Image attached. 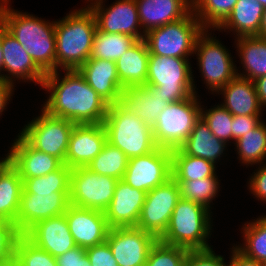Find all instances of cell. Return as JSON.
<instances>
[{"label": "cell", "instance_id": "obj_1", "mask_svg": "<svg viewBox=\"0 0 266 266\" xmlns=\"http://www.w3.org/2000/svg\"><path fill=\"white\" fill-rule=\"evenodd\" d=\"M41 89L47 98L41 108L49 115L74 124L103 123L109 104L85 81L78 70L47 73Z\"/></svg>", "mask_w": 266, "mask_h": 266}, {"label": "cell", "instance_id": "obj_2", "mask_svg": "<svg viewBox=\"0 0 266 266\" xmlns=\"http://www.w3.org/2000/svg\"><path fill=\"white\" fill-rule=\"evenodd\" d=\"M0 16L7 31L26 49L45 74L56 71V20L15 10L11 0L0 3Z\"/></svg>", "mask_w": 266, "mask_h": 266}, {"label": "cell", "instance_id": "obj_3", "mask_svg": "<svg viewBox=\"0 0 266 266\" xmlns=\"http://www.w3.org/2000/svg\"><path fill=\"white\" fill-rule=\"evenodd\" d=\"M96 19L86 5L70 10L55 23L56 71L77 70L90 57Z\"/></svg>", "mask_w": 266, "mask_h": 266}, {"label": "cell", "instance_id": "obj_4", "mask_svg": "<svg viewBox=\"0 0 266 266\" xmlns=\"http://www.w3.org/2000/svg\"><path fill=\"white\" fill-rule=\"evenodd\" d=\"M213 213L205 206L180 198L170 217L161 242L188 250L212 248ZM212 232V233H211Z\"/></svg>", "mask_w": 266, "mask_h": 266}, {"label": "cell", "instance_id": "obj_5", "mask_svg": "<svg viewBox=\"0 0 266 266\" xmlns=\"http://www.w3.org/2000/svg\"><path fill=\"white\" fill-rule=\"evenodd\" d=\"M103 125L107 142L123 151L128 158L148 154L158 147L152 127L120 103L108 106Z\"/></svg>", "mask_w": 266, "mask_h": 266}, {"label": "cell", "instance_id": "obj_6", "mask_svg": "<svg viewBox=\"0 0 266 266\" xmlns=\"http://www.w3.org/2000/svg\"><path fill=\"white\" fill-rule=\"evenodd\" d=\"M190 58H176L149 54L145 86H153L165 102L184 100L198 95L194 69Z\"/></svg>", "mask_w": 266, "mask_h": 266}, {"label": "cell", "instance_id": "obj_7", "mask_svg": "<svg viewBox=\"0 0 266 266\" xmlns=\"http://www.w3.org/2000/svg\"><path fill=\"white\" fill-rule=\"evenodd\" d=\"M214 31L204 29L196 40L193 55L197 56V69L205 88L207 87L209 94L216 96L215 93L237 75L238 62L233 59L230 50L217 39Z\"/></svg>", "mask_w": 266, "mask_h": 266}, {"label": "cell", "instance_id": "obj_8", "mask_svg": "<svg viewBox=\"0 0 266 266\" xmlns=\"http://www.w3.org/2000/svg\"><path fill=\"white\" fill-rule=\"evenodd\" d=\"M201 104L200 95L192 94L166 106L152 127L156 145L168 150L179 148L200 119Z\"/></svg>", "mask_w": 266, "mask_h": 266}, {"label": "cell", "instance_id": "obj_9", "mask_svg": "<svg viewBox=\"0 0 266 266\" xmlns=\"http://www.w3.org/2000/svg\"><path fill=\"white\" fill-rule=\"evenodd\" d=\"M203 26L191 11L185 18L152 29L145 34L149 54L176 58H192Z\"/></svg>", "mask_w": 266, "mask_h": 266}, {"label": "cell", "instance_id": "obj_10", "mask_svg": "<svg viewBox=\"0 0 266 266\" xmlns=\"http://www.w3.org/2000/svg\"><path fill=\"white\" fill-rule=\"evenodd\" d=\"M40 109L41 113L27 122L19 134L36 150L55 156L65 163L70 134L75 124Z\"/></svg>", "mask_w": 266, "mask_h": 266}, {"label": "cell", "instance_id": "obj_11", "mask_svg": "<svg viewBox=\"0 0 266 266\" xmlns=\"http://www.w3.org/2000/svg\"><path fill=\"white\" fill-rule=\"evenodd\" d=\"M117 182V179L97 174L86 166L75 167L70 173V204L104 212L114 196Z\"/></svg>", "mask_w": 266, "mask_h": 266}, {"label": "cell", "instance_id": "obj_12", "mask_svg": "<svg viewBox=\"0 0 266 266\" xmlns=\"http://www.w3.org/2000/svg\"><path fill=\"white\" fill-rule=\"evenodd\" d=\"M180 199L178 183L171 177L146 193L137 228L159 239L167 229L170 217Z\"/></svg>", "mask_w": 266, "mask_h": 266}, {"label": "cell", "instance_id": "obj_13", "mask_svg": "<svg viewBox=\"0 0 266 266\" xmlns=\"http://www.w3.org/2000/svg\"><path fill=\"white\" fill-rule=\"evenodd\" d=\"M95 16L97 29L101 32L127 34L137 40L145 33L139 22L135 0H116L108 6L106 0H85Z\"/></svg>", "mask_w": 266, "mask_h": 266}, {"label": "cell", "instance_id": "obj_14", "mask_svg": "<svg viewBox=\"0 0 266 266\" xmlns=\"http://www.w3.org/2000/svg\"><path fill=\"white\" fill-rule=\"evenodd\" d=\"M171 177V150L157 147L148 154L129 158L122 180L135 189L149 192Z\"/></svg>", "mask_w": 266, "mask_h": 266}, {"label": "cell", "instance_id": "obj_15", "mask_svg": "<svg viewBox=\"0 0 266 266\" xmlns=\"http://www.w3.org/2000/svg\"><path fill=\"white\" fill-rule=\"evenodd\" d=\"M69 205V192L22 193L14 227L24 235L37 222L65 214Z\"/></svg>", "mask_w": 266, "mask_h": 266}, {"label": "cell", "instance_id": "obj_16", "mask_svg": "<svg viewBox=\"0 0 266 266\" xmlns=\"http://www.w3.org/2000/svg\"><path fill=\"white\" fill-rule=\"evenodd\" d=\"M157 240L137 227L110 228L106 239L119 266H144Z\"/></svg>", "mask_w": 266, "mask_h": 266}, {"label": "cell", "instance_id": "obj_17", "mask_svg": "<svg viewBox=\"0 0 266 266\" xmlns=\"http://www.w3.org/2000/svg\"><path fill=\"white\" fill-rule=\"evenodd\" d=\"M3 69L0 78L16 85L18 82L43 84L46 74L35 64L26 49L6 30L1 40ZM17 80V82H16Z\"/></svg>", "mask_w": 266, "mask_h": 266}, {"label": "cell", "instance_id": "obj_18", "mask_svg": "<svg viewBox=\"0 0 266 266\" xmlns=\"http://www.w3.org/2000/svg\"><path fill=\"white\" fill-rule=\"evenodd\" d=\"M107 143L103 123L75 124L70 134L65 165L73 169L87 166Z\"/></svg>", "mask_w": 266, "mask_h": 266}, {"label": "cell", "instance_id": "obj_19", "mask_svg": "<svg viewBox=\"0 0 266 266\" xmlns=\"http://www.w3.org/2000/svg\"><path fill=\"white\" fill-rule=\"evenodd\" d=\"M64 215L76 246L86 249L106 241L110 227L103 211L70 204Z\"/></svg>", "mask_w": 266, "mask_h": 266}, {"label": "cell", "instance_id": "obj_20", "mask_svg": "<svg viewBox=\"0 0 266 266\" xmlns=\"http://www.w3.org/2000/svg\"><path fill=\"white\" fill-rule=\"evenodd\" d=\"M14 139L8 150L9 161L21 178L44 176L64 164L57 157L33 148L19 133Z\"/></svg>", "mask_w": 266, "mask_h": 266}, {"label": "cell", "instance_id": "obj_21", "mask_svg": "<svg viewBox=\"0 0 266 266\" xmlns=\"http://www.w3.org/2000/svg\"><path fill=\"white\" fill-rule=\"evenodd\" d=\"M145 191L135 189L118 180L114 196L104 211L108 226L136 227L146 198Z\"/></svg>", "mask_w": 266, "mask_h": 266}, {"label": "cell", "instance_id": "obj_22", "mask_svg": "<svg viewBox=\"0 0 266 266\" xmlns=\"http://www.w3.org/2000/svg\"><path fill=\"white\" fill-rule=\"evenodd\" d=\"M24 235L53 257L76 247L64 214L37 222Z\"/></svg>", "mask_w": 266, "mask_h": 266}, {"label": "cell", "instance_id": "obj_23", "mask_svg": "<svg viewBox=\"0 0 266 266\" xmlns=\"http://www.w3.org/2000/svg\"><path fill=\"white\" fill-rule=\"evenodd\" d=\"M77 70L109 105L120 102L124 87L120 83L115 61L88 59Z\"/></svg>", "mask_w": 266, "mask_h": 266}, {"label": "cell", "instance_id": "obj_24", "mask_svg": "<svg viewBox=\"0 0 266 266\" xmlns=\"http://www.w3.org/2000/svg\"><path fill=\"white\" fill-rule=\"evenodd\" d=\"M143 32L185 18L192 11V0H135Z\"/></svg>", "mask_w": 266, "mask_h": 266}, {"label": "cell", "instance_id": "obj_25", "mask_svg": "<svg viewBox=\"0 0 266 266\" xmlns=\"http://www.w3.org/2000/svg\"><path fill=\"white\" fill-rule=\"evenodd\" d=\"M217 96H222L221 105L233 116L263 115L265 111L258 100L252 80L236 75L229 83L219 89Z\"/></svg>", "mask_w": 266, "mask_h": 266}, {"label": "cell", "instance_id": "obj_26", "mask_svg": "<svg viewBox=\"0 0 266 266\" xmlns=\"http://www.w3.org/2000/svg\"><path fill=\"white\" fill-rule=\"evenodd\" d=\"M119 103L150 127L155 125L159 114L169 105L153 86L145 85L124 88Z\"/></svg>", "mask_w": 266, "mask_h": 266}, {"label": "cell", "instance_id": "obj_27", "mask_svg": "<svg viewBox=\"0 0 266 266\" xmlns=\"http://www.w3.org/2000/svg\"><path fill=\"white\" fill-rule=\"evenodd\" d=\"M229 144L218 139L209 130L208 125L200 117L187 140L179 147L186 155L199 157L217 166L226 157Z\"/></svg>", "mask_w": 266, "mask_h": 266}, {"label": "cell", "instance_id": "obj_28", "mask_svg": "<svg viewBox=\"0 0 266 266\" xmlns=\"http://www.w3.org/2000/svg\"><path fill=\"white\" fill-rule=\"evenodd\" d=\"M264 6L257 0H238L226 20L215 30L238 37L259 36Z\"/></svg>", "mask_w": 266, "mask_h": 266}, {"label": "cell", "instance_id": "obj_29", "mask_svg": "<svg viewBox=\"0 0 266 266\" xmlns=\"http://www.w3.org/2000/svg\"><path fill=\"white\" fill-rule=\"evenodd\" d=\"M236 54L240 65L236 72L240 77L256 80L266 75V38L259 36L238 37L234 39ZM242 67V68H241ZM237 68H241L240 70ZM242 70V71H241Z\"/></svg>", "mask_w": 266, "mask_h": 266}, {"label": "cell", "instance_id": "obj_30", "mask_svg": "<svg viewBox=\"0 0 266 266\" xmlns=\"http://www.w3.org/2000/svg\"><path fill=\"white\" fill-rule=\"evenodd\" d=\"M149 50L144 39L138 40L117 61L116 68L124 88L146 85Z\"/></svg>", "mask_w": 266, "mask_h": 266}, {"label": "cell", "instance_id": "obj_31", "mask_svg": "<svg viewBox=\"0 0 266 266\" xmlns=\"http://www.w3.org/2000/svg\"><path fill=\"white\" fill-rule=\"evenodd\" d=\"M23 191L18 170L8 161L0 169V220L15 224Z\"/></svg>", "mask_w": 266, "mask_h": 266}, {"label": "cell", "instance_id": "obj_32", "mask_svg": "<svg viewBox=\"0 0 266 266\" xmlns=\"http://www.w3.org/2000/svg\"><path fill=\"white\" fill-rule=\"evenodd\" d=\"M255 219L242 224L240 229L242 244L233 243V247L243 257L263 263L266 260V215L263 214Z\"/></svg>", "mask_w": 266, "mask_h": 266}, {"label": "cell", "instance_id": "obj_33", "mask_svg": "<svg viewBox=\"0 0 266 266\" xmlns=\"http://www.w3.org/2000/svg\"><path fill=\"white\" fill-rule=\"evenodd\" d=\"M234 146L242 166L253 168L266 163V122L263 120L255 129L237 139Z\"/></svg>", "mask_w": 266, "mask_h": 266}, {"label": "cell", "instance_id": "obj_34", "mask_svg": "<svg viewBox=\"0 0 266 266\" xmlns=\"http://www.w3.org/2000/svg\"><path fill=\"white\" fill-rule=\"evenodd\" d=\"M217 167L206 159L184 154L179 148L171 150V169L174 180H201L217 173Z\"/></svg>", "mask_w": 266, "mask_h": 266}, {"label": "cell", "instance_id": "obj_35", "mask_svg": "<svg viewBox=\"0 0 266 266\" xmlns=\"http://www.w3.org/2000/svg\"><path fill=\"white\" fill-rule=\"evenodd\" d=\"M138 40L127 34L101 32L97 29L89 59L117 61Z\"/></svg>", "mask_w": 266, "mask_h": 266}, {"label": "cell", "instance_id": "obj_36", "mask_svg": "<svg viewBox=\"0 0 266 266\" xmlns=\"http://www.w3.org/2000/svg\"><path fill=\"white\" fill-rule=\"evenodd\" d=\"M216 173L212 177L201 180H175L180 190V198L205 206L212 212L213 200L220 195V177Z\"/></svg>", "mask_w": 266, "mask_h": 266}, {"label": "cell", "instance_id": "obj_37", "mask_svg": "<svg viewBox=\"0 0 266 266\" xmlns=\"http://www.w3.org/2000/svg\"><path fill=\"white\" fill-rule=\"evenodd\" d=\"M238 0H192V11L204 29L216 30Z\"/></svg>", "mask_w": 266, "mask_h": 266}, {"label": "cell", "instance_id": "obj_38", "mask_svg": "<svg viewBox=\"0 0 266 266\" xmlns=\"http://www.w3.org/2000/svg\"><path fill=\"white\" fill-rule=\"evenodd\" d=\"M128 160L123 151L107 142L102 151L86 167L97 174L122 180Z\"/></svg>", "mask_w": 266, "mask_h": 266}, {"label": "cell", "instance_id": "obj_39", "mask_svg": "<svg viewBox=\"0 0 266 266\" xmlns=\"http://www.w3.org/2000/svg\"><path fill=\"white\" fill-rule=\"evenodd\" d=\"M71 168L63 164L59 169L44 176L22 178V193L69 192Z\"/></svg>", "mask_w": 266, "mask_h": 266}, {"label": "cell", "instance_id": "obj_40", "mask_svg": "<svg viewBox=\"0 0 266 266\" xmlns=\"http://www.w3.org/2000/svg\"><path fill=\"white\" fill-rule=\"evenodd\" d=\"M14 266H57L56 257L37 247L25 235H19L14 246Z\"/></svg>", "mask_w": 266, "mask_h": 266}, {"label": "cell", "instance_id": "obj_41", "mask_svg": "<svg viewBox=\"0 0 266 266\" xmlns=\"http://www.w3.org/2000/svg\"><path fill=\"white\" fill-rule=\"evenodd\" d=\"M211 107L207 109L204 102L201 104V118L215 137L231 145L233 115L219 103Z\"/></svg>", "mask_w": 266, "mask_h": 266}, {"label": "cell", "instance_id": "obj_42", "mask_svg": "<svg viewBox=\"0 0 266 266\" xmlns=\"http://www.w3.org/2000/svg\"><path fill=\"white\" fill-rule=\"evenodd\" d=\"M188 249L157 240L150 249L144 266H185Z\"/></svg>", "mask_w": 266, "mask_h": 266}, {"label": "cell", "instance_id": "obj_43", "mask_svg": "<svg viewBox=\"0 0 266 266\" xmlns=\"http://www.w3.org/2000/svg\"><path fill=\"white\" fill-rule=\"evenodd\" d=\"M20 234L13 224L0 220V266L14 262V246Z\"/></svg>", "mask_w": 266, "mask_h": 266}, {"label": "cell", "instance_id": "obj_44", "mask_svg": "<svg viewBox=\"0 0 266 266\" xmlns=\"http://www.w3.org/2000/svg\"><path fill=\"white\" fill-rule=\"evenodd\" d=\"M212 248L206 250H189L185 266H227L224 255L215 253Z\"/></svg>", "mask_w": 266, "mask_h": 266}, {"label": "cell", "instance_id": "obj_45", "mask_svg": "<svg viewBox=\"0 0 266 266\" xmlns=\"http://www.w3.org/2000/svg\"><path fill=\"white\" fill-rule=\"evenodd\" d=\"M91 266H119L107 241L86 248Z\"/></svg>", "mask_w": 266, "mask_h": 266}, {"label": "cell", "instance_id": "obj_46", "mask_svg": "<svg viewBox=\"0 0 266 266\" xmlns=\"http://www.w3.org/2000/svg\"><path fill=\"white\" fill-rule=\"evenodd\" d=\"M256 168L247 180V188L255 200L266 203V163Z\"/></svg>", "mask_w": 266, "mask_h": 266}, {"label": "cell", "instance_id": "obj_47", "mask_svg": "<svg viewBox=\"0 0 266 266\" xmlns=\"http://www.w3.org/2000/svg\"><path fill=\"white\" fill-rule=\"evenodd\" d=\"M263 115H235L232 121V143L255 129L263 121Z\"/></svg>", "mask_w": 266, "mask_h": 266}, {"label": "cell", "instance_id": "obj_48", "mask_svg": "<svg viewBox=\"0 0 266 266\" xmlns=\"http://www.w3.org/2000/svg\"><path fill=\"white\" fill-rule=\"evenodd\" d=\"M57 266H91L86 249L76 246L56 257Z\"/></svg>", "mask_w": 266, "mask_h": 266}, {"label": "cell", "instance_id": "obj_49", "mask_svg": "<svg viewBox=\"0 0 266 266\" xmlns=\"http://www.w3.org/2000/svg\"><path fill=\"white\" fill-rule=\"evenodd\" d=\"M16 85L6 82L0 78V118L5 113L7 106L12 102Z\"/></svg>", "mask_w": 266, "mask_h": 266}, {"label": "cell", "instance_id": "obj_50", "mask_svg": "<svg viewBox=\"0 0 266 266\" xmlns=\"http://www.w3.org/2000/svg\"><path fill=\"white\" fill-rule=\"evenodd\" d=\"M230 257L227 266H264L263 263L249 260L238 253L232 246L229 250Z\"/></svg>", "mask_w": 266, "mask_h": 266}, {"label": "cell", "instance_id": "obj_51", "mask_svg": "<svg viewBox=\"0 0 266 266\" xmlns=\"http://www.w3.org/2000/svg\"><path fill=\"white\" fill-rule=\"evenodd\" d=\"M261 107L266 108V75L253 81Z\"/></svg>", "mask_w": 266, "mask_h": 266}, {"label": "cell", "instance_id": "obj_52", "mask_svg": "<svg viewBox=\"0 0 266 266\" xmlns=\"http://www.w3.org/2000/svg\"><path fill=\"white\" fill-rule=\"evenodd\" d=\"M6 30H7L6 24L4 20L2 19V17L0 16V71L3 69V51L1 48V40Z\"/></svg>", "mask_w": 266, "mask_h": 266}, {"label": "cell", "instance_id": "obj_53", "mask_svg": "<svg viewBox=\"0 0 266 266\" xmlns=\"http://www.w3.org/2000/svg\"><path fill=\"white\" fill-rule=\"evenodd\" d=\"M259 37L266 38V8L264 9L261 25L259 28Z\"/></svg>", "mask_w": 266, "mask_h": 266}, {"label": "cell", "instance_id": "obj_54", "mask_svg": "<svg viewBox=\"0 0 266 266\" xmlns=\"http://www.w3.org/2000/svg\"><path fill=\"white\" fill-rule=\"evenodd\" d=\"M5 157H1L0 159V169L9 161V155L8 152L6 155H4Z\"/></svg>", "mask_w": 266, "mask_h": 266}, {"label": "cell", "instance_id": "obj_55", "mask_svg": "<svg viewBox=\"0 0 266 266\" xmlns=\"http://www.w3.org/2000/svg\"><path fill=\"white\" fill-rule=\"evenodd\" d=\"M260 4H262L264 6V8H266V0H257Z\"/></svg>", "mask_w": 266, "mask_h": 266}]
</instances>
